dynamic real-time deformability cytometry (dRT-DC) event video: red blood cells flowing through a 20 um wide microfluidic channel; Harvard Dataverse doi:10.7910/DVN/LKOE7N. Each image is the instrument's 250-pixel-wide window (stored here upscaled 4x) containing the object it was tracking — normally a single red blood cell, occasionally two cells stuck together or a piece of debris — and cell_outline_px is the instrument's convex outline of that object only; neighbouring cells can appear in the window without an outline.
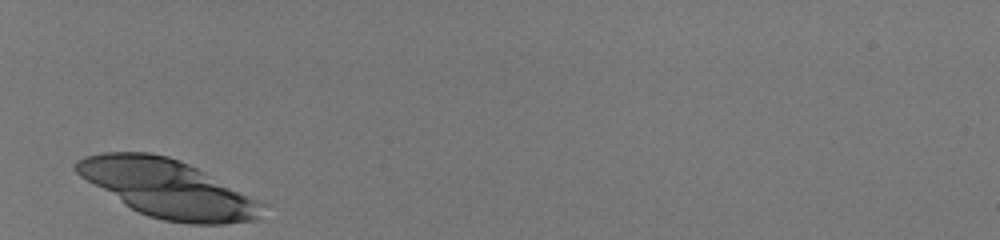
{"species": "human", "species_latin": "Homo sapiens", "temperature_condition": "room temperature", "stored_images_in_passage": 28, "camera_frame_rate_fps": 3000, "um_per_image_px": 0.085, "donor": {"sex": "male"}, "frame": {"image": 1, "passage_image": 1, "time_ms": 0.0, "image_size_px": [1000, 240], "cell_outline_px": [[264, 204], [260, 220], [224, 224], [192, 224], [164, 220], [148, 216], [124, 204], [80, 176], [72, 168], [72, 164], [76, 160], [84, 156], [104, 152], [148, 152], [168, 156], [180, 160], [204, 172]], "centroid_in_image_um": [14.22, 16.02], "position_along_channel_um": 70.8, "area_um2": 61.9}}